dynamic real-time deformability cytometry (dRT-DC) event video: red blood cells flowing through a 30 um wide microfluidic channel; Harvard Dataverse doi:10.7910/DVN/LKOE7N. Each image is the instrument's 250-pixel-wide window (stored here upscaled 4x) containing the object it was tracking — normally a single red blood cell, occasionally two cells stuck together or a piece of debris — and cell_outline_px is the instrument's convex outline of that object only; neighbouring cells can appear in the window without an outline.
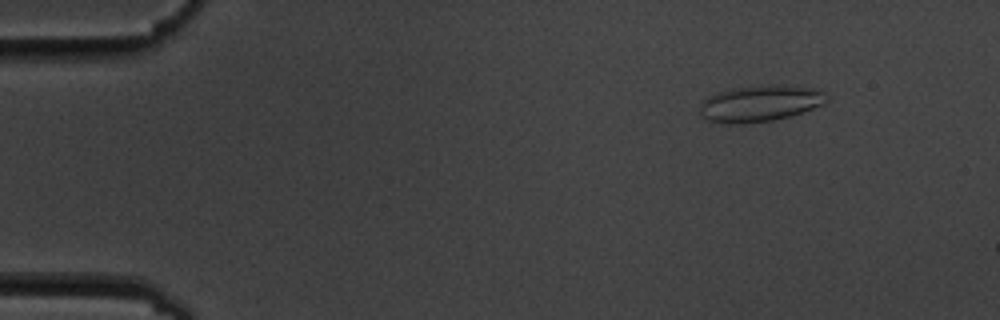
{"species": "common noctule bat (a hibernating species)", "species_latin": "Nyctalus noctula", "temperature_condition": "cold", "stored_images_in_passage": 5, "camera_frame_rate_fps": 3000, "um_per_image_px": 0.085, "animal": {"sex": "male", "body_mass_g": 19.5, "forearm_length_mm": 54.6}, "frame": {"image": 1, "passage_image": 2, "time_ms": 1.0, "image_size_px": [1000, 320], "cell_outline_px": [[828, 100], [824, 104], [788, 116], [772, 120], [740, 124], [724, 124], [704, 120], [700, 112], [700, 104], [704, 100], [720, 92], [732, 88], [772, 84], [812, 88], [824, 92], [828, 96]], "centroid_in_image_um": [64.58, 8.8], "position_along_channel_um": 20.4, "area_um2": 26.65}}